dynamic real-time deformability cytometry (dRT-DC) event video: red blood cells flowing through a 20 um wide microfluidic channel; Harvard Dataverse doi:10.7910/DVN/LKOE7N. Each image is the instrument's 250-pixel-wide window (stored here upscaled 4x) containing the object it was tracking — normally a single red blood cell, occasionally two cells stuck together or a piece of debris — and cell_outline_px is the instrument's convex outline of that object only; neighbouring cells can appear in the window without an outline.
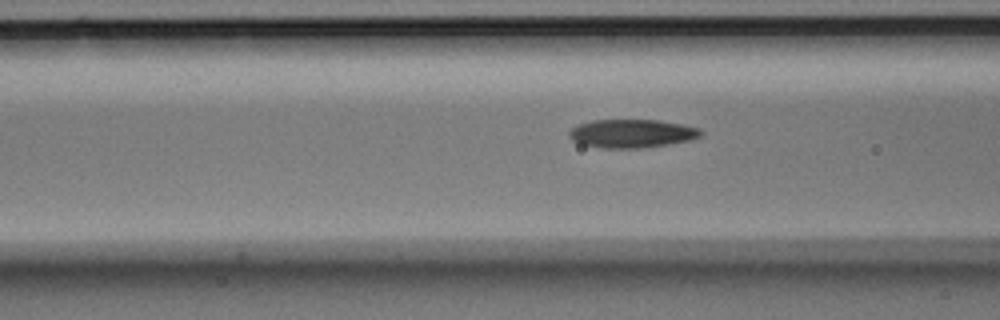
{"species": "Egyptian fruit bat (a non-hibernating species)", "species_latin": "Rousettus aegyptiacus", "temperature_condition": "room temperature", "stored_images_in_passage": 19, "camera_frame_rate_fps": 3000, "um_per_image_px": 0.085, "animal": {"sex": "male"}, "frame": {"image": 1, "passage_image": 17, "time_ms": 5.333, "image_size_px": [1000, 320], "cell_outline_px": [[704, 132], [700, 136], [692, 140], [668, 144], [640, 148], [604, 148], [580, 144], [572, 140], [568, 136], [568, 132], [576, 124], [592, 120], [660, 120], [684, 124], [700, 128]], "centroid_in_image_um": [53.71, 11.34], "position_along_channel_um": 112.9, "area_um2": 22.08}}